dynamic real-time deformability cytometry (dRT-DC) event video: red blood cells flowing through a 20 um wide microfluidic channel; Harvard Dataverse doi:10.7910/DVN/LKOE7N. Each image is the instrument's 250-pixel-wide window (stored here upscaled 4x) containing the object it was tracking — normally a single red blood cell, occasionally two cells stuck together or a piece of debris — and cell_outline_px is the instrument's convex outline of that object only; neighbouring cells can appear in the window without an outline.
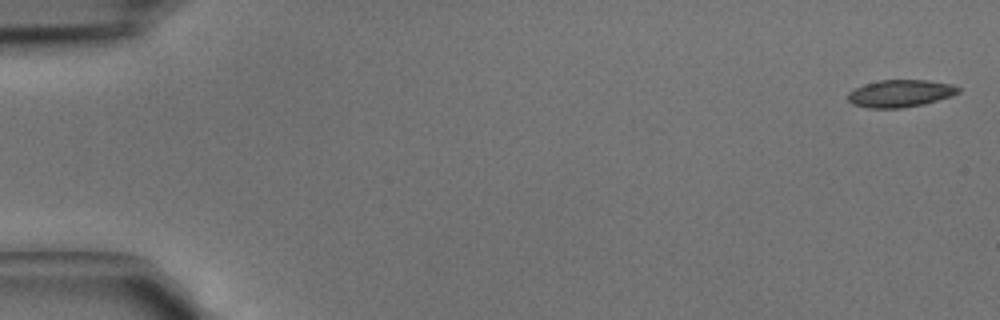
{"species": "common noctule bat (a hibernating species)", "species_latin": "Nyctalus noctula", "temperature_condition": "cold", "stored_images_in_passage": 43, "camera_frame_rate_fps": 3000, "um_per_image_px": 0.085, "animal": {"sex": "male", "body_mass_g": 15.6}, "frame": {"image": 1, "passage_image": 1, "time_ms": 0.0, "image_size_px": [1000, 320], "cell_outline_px": [[960, 92], [952, 96], [924, 104], [900, 108], [868, 108], [852, 104], [848, 100], [848, 92], [864, 84], [880, 80], [928, 80], [952, 84], [960, 88]], "centroid_in_image_um": [76.53, 7.94], "position_along_channel_um": 8.5, "area_um2": 17.63}}
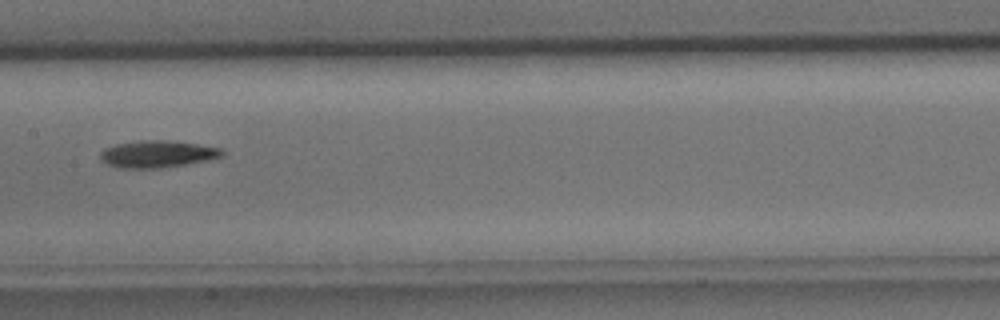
{"frame": {"image": 2, "passage_image": 22, "time_ms": 7.0, "image_size_px": [1000, 320], "cell_outline_px": [[224, 156], [208, 160], [160, 168], [116, 168], [108, 164], [100, 156], [100, 152], [104, 148], [116, 144], [140, 140], [168, 140], [196, 144], [220, 148], [224, 152]], "centroid_in_image_um": [13.37, 13.09], "position_along_channel_um": 194.0, "area_um2": 19.07}}
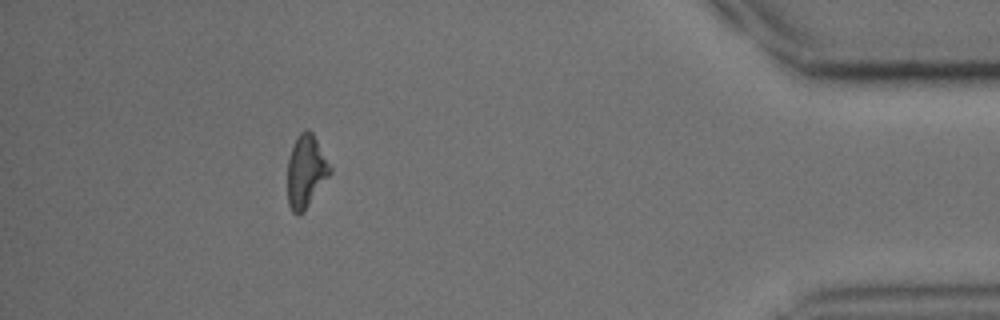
{"frame": {"image": 3, "passage_image": 39, "time_ms": 12.667, "image_size_px": [1000, 320], "cell_outline_px": [[332, 172], [304, 212], [296, 216], [292, 212], [288, 204], [288, 156], [296, 136], [304, 128], [308, 128], [312, 132], [332, 168]], "centroid_in_image_um": [26.0, 14.56], "position_along_channel_um": 409.2, "area_um2": 18.21}}